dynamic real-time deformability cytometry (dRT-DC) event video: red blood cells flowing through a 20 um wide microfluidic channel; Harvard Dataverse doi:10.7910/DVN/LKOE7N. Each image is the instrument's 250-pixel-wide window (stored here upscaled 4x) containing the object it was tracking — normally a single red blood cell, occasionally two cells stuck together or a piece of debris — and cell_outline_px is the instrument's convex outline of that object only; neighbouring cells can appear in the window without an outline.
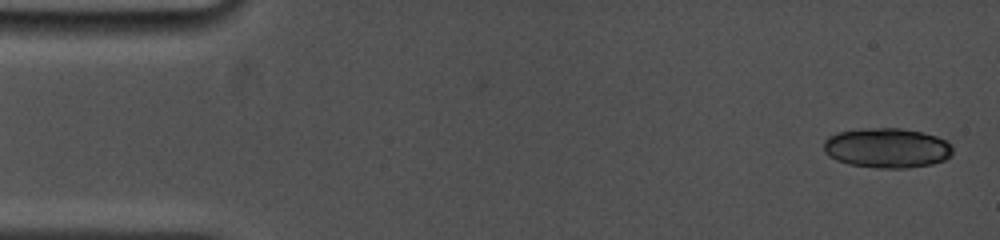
{"species": "common noctule bat (a hibernating species)", "species_latin": "Nyctalus noctula", "temperature_condition": "cold", "stored_images_in_passage": 9, "camera_frame_rate_fps": 5000, "um_per_image_px": 0.085, "animal": {"sex": "female", "body_mass_g": 19.0, "forearm_length_mm": 53.3}, "frame": {"image": 1, "passage_image": 1, "time_ms": 0.0, "image_size_px": [1000, 240], "cell_outline_px": [[952, 156], [944, 160], [932, 164], [904, 168], [876, 168], [848, 164], [836, 160], [828, 156], [824, 152], [824, 140], [828, 136], [836, 132], [864, 128], [900, 128], [924, 132], [936, 136], [952, 144]], "centroid_in_image_um": [75.38, 12.57], "position_along_channel_um": 9.6, "area_um2": 30.29}}
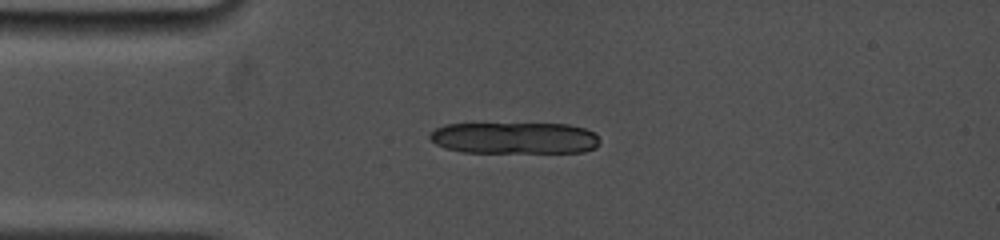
{"frame": {"image": 2, "passage_image": 9, "time_ms": 3.4, "image_size_px": [1000, 240], "cell_outline_px": [[600, 144], [596, 148], [584, 152], [464, 152], [448, 148], [436, 144], [428, 136], [436, 128], [444, 124], [568, 124], [584, 128], [592, 132], [600, 140]], "centroid_in_image_um": [43.77, 11.73], "position_along_channel_um": 41.2, "area_um2": 31.15}}